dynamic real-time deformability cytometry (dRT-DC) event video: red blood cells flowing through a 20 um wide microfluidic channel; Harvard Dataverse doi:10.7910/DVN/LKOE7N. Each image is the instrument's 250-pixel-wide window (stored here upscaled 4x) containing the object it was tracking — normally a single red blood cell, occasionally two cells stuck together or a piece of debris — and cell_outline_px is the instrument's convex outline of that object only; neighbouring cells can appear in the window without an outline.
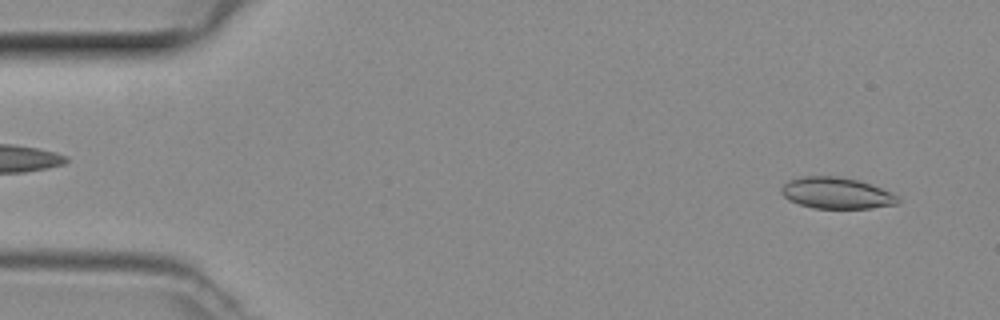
{"species": "common noctule bat (a hibernating species)", "species_latin": "Nyctalus noctula", "temperature_condition": "room temperature", "stored_images_in_passage": 21, "camera_frame_rate_fps": 3000, "um_per_image_px": 0.085, "animal": {"sex": "female", "body_mass_g": 29.2, "forearm_length_mm": 56.3}, "frame": {"image": 1, "passage_image": 3, "time_ms": 0.667, "image_size_px": [1000, 320], "cell_outline_px": [[900, 200], [896, 204], [872, 208], [812, 208], [788, 200], [780, 192], [780, 188], [788, 180], [804, 176], [840, 176], [860, 180], [880, 188], [896, 196]], "centroid_in_image_um": [71.05, 16.4], "position_along_channel_um": 14.0, "area_um2": 21.21}}
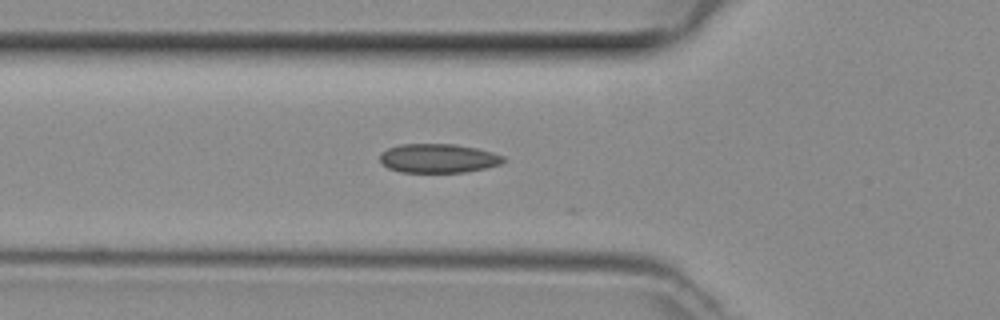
{"frame": {"image": 2, "passage_image": 16, "time_ms": 5.0, "image_size_px": [1000, 320], "cell_outline_px": [[508, 160], [500, 164], [484, 168], [464, 172], [400, 172], [388, 168], [380, 160], [380, 152], [388, 148], [400, 144], [456, 144], [476, 148], [492, 152], [504, 156]], "centroid_in_image_um": [37.26, 13.45], "position_along_channel_um": 88.5, "area_um2": 20.92}}
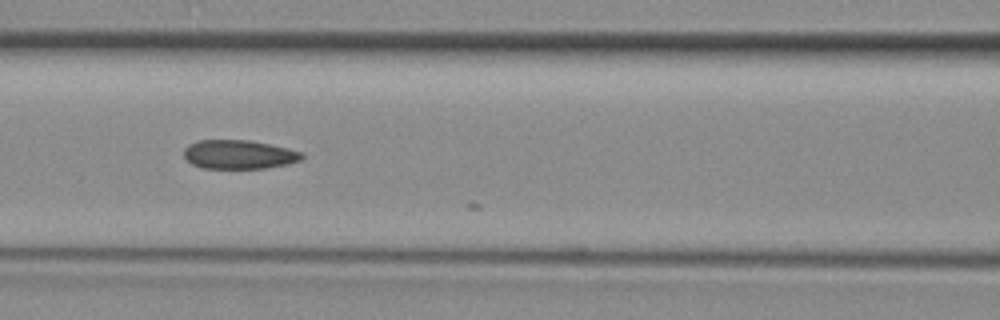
{"frame": {"image": 3, "passage_image": 20, "time_ms": 6.333, "image_size_px": [1000, 320], "cell_outline_px": [[304, 156], [300, 160], [288, 164], [264, 168], [204, 168], [192, 164], [184, 156], [184, 148], [188, 144], [200, 140], [248, 140], [288, 148], [304, 152]], "centroid_in_image_um": [20.32, 13.13], "position_along_channel_um": 146.3, "area_um2": 19.83}}